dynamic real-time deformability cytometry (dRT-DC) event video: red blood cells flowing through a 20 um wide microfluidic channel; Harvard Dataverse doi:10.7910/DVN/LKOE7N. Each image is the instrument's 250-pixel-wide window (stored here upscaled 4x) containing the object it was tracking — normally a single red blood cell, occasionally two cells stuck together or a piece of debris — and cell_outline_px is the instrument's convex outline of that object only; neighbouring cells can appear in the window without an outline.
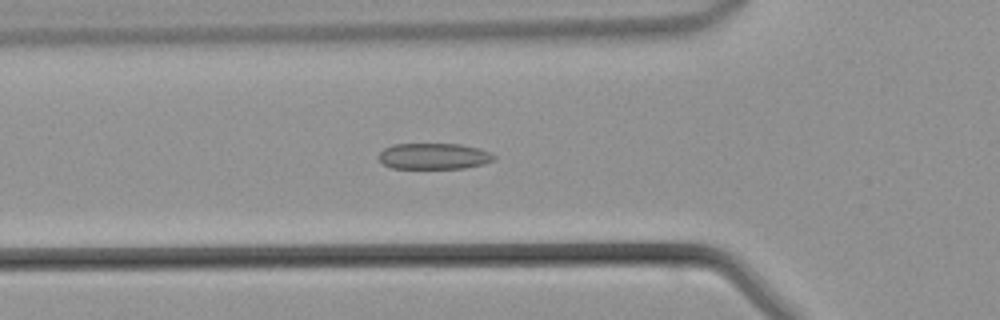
{"species": "common noctule bat (a hibernating species)", "species_latin": "Nyctalus noctula", "temperature_condition": "warm", "stored_images_in_passage": 46, "camera_frame_rate_fps": 3000, "um_per_image_px": 0.085, "animal": {"sex": "male", "body_mass_g": 21.5, "forearm_length_mm": 52.0}, "frame": {"image": 1, "passage_image": 15, "time_ms": 4.667, "image_size_px": [1000, 320], "cell_outline_px": [[496, 160], [484, 164], [464, 168], [392, 168], [384, 164], [376, 156], [384, 148], [392, 144], [460, 144], [476, 148], [488, 152], [496, 156]], "centroid_in_image_um": [36.86, 13.28], "position_along_channel_um": 88.9, "area_um2": 17.51}}
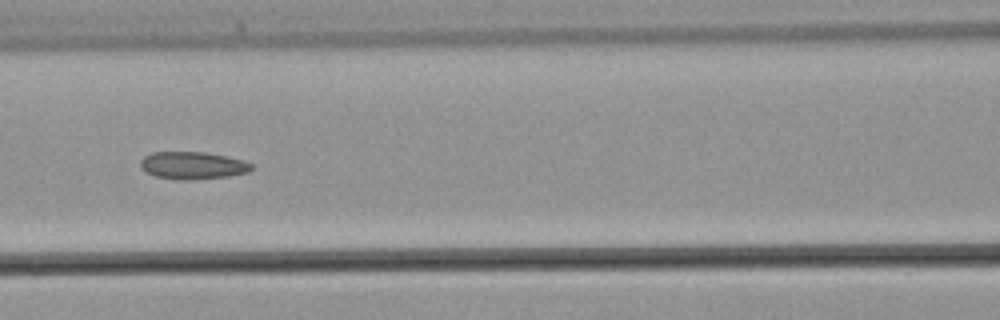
{"frame": {"image": 2, "passage_image": 19, "time_ms": 6.0, "image_size_px": [1000, 320], "cell_outline_px": [[256, 168], [248, 172], [228, 176], [156, 176], [140, 168], [140, 160], [144, 156], [152, 152], [204, 152], [224, 156], [256, 164]], "centroid_in_image_um": [16.42, 13.99], "position_along_channel_um": 150.2, "area_um2": 16.59}}
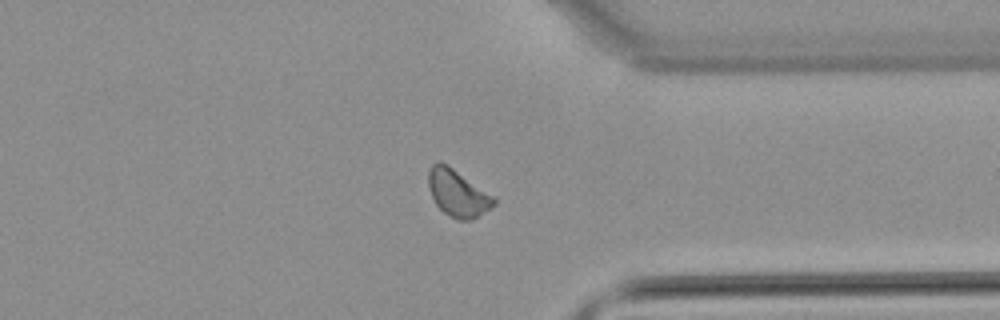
{"frame": {"image": 3, "passage_image": 34, "time_ms": 11.0, "image_size_px": [1000, 320], "cell_outline_px": [[496, 204], [472, 220], [456, 220], [444, 212], [436, 204], [432, 196], [428, 184], [428, 172], [432, 164], [436, 160], [448, 164], [496, 196]], "centroid_in_image_um": [38.93, 16.39], "position_along_channel_um": 372.5, "area_um2": 18.21}}